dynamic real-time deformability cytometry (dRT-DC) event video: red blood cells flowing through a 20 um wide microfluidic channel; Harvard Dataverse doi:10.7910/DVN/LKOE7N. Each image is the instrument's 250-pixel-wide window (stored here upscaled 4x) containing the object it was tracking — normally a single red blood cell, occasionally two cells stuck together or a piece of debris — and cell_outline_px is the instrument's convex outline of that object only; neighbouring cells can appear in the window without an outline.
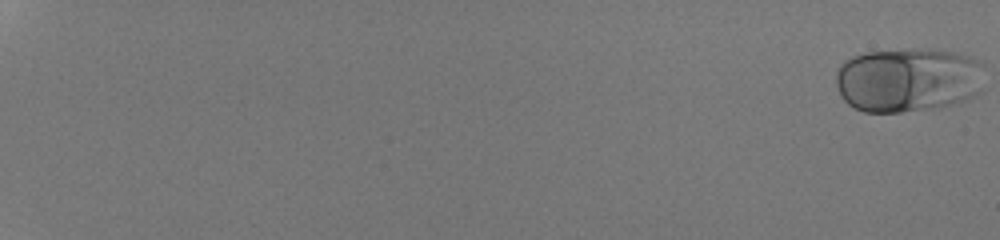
{"species": "human", "species_latin": "Homo sapiens", "temperature_condition": "room temperature", "stored_images_in_passage": 53, "camera_frame_rate_fps": 3000, "um_per_image_px": 0.085, "donor": {"sex": "male"}, "frame": {"image": 1, "passage_image": 1, "time_ms": 0.0, "image_size_px": [1000, 240], "cell_outline_px": [[984, 64], [980, 92], [968, 100], [952, 104], [932, 108], [900, 112], [864, 112], [848, 104], [840, 96], [836, 84], [836, 68], [844, 60], [852, 56], [868, 52], [912, 48], [952, 52], [968, 56]], "centroid_in_image_um": [77.16, 6.78], "position_along_channel_um": 7.8, "area_um2": 56.3}}
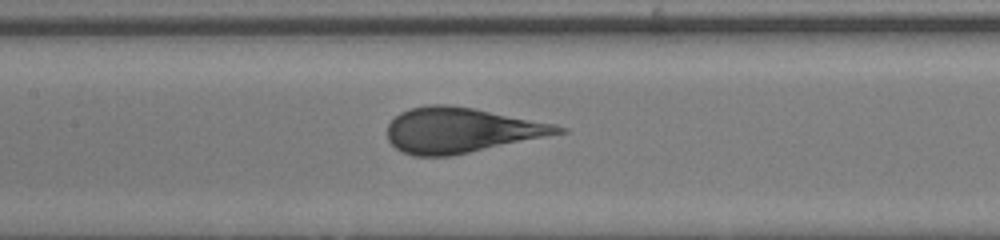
{"frame": {"image": 2, "passage_image": 31, "time_ms": 10.0, "image_size_px": [1000, 240], "cell_outline_px": [[568, 132], [452, 156], [412, 156], [400, 152], [388, 140], [388, 124], [400, 112], [412, 108], [428, 104], [448, 104], [472, 108], [556, 124], [568, 128]], "centroid_in_image_um": [39.19, 11.08], "position_along_channel_um": 168.2, "area_um2": 45.03}}
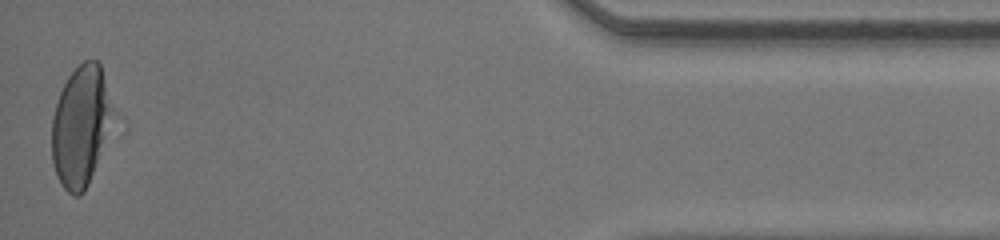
{"frame": {"image": 3, "passage_image": 53, "time_ms": 17.333, "image_size_px": [1000, 240], "cell_outline_px": [[108, 108], [96, 160], [88, 184], [84, 192], [80, 196], [72, 196], [60, 184], [52, 160], [52, 116], [60, 92], [68, 76], [84, 60], [96, 60], [100, 64]], "centroid_in_image_um": [6.7, 10.75], "position_along_channel_um": 428.5, "area_um2": 39.65}, "authors_computed_cell_mechanics": {"area_um2": 46.529, "velocity_mm_per_s": 4.3024, "shape_relaxation_time_tau1_ms": 3.137, "shape_relaxation_time_tau2_ms": null, "deformation_change_tau1": 0.1748, "deformation_change_tau2": null}}